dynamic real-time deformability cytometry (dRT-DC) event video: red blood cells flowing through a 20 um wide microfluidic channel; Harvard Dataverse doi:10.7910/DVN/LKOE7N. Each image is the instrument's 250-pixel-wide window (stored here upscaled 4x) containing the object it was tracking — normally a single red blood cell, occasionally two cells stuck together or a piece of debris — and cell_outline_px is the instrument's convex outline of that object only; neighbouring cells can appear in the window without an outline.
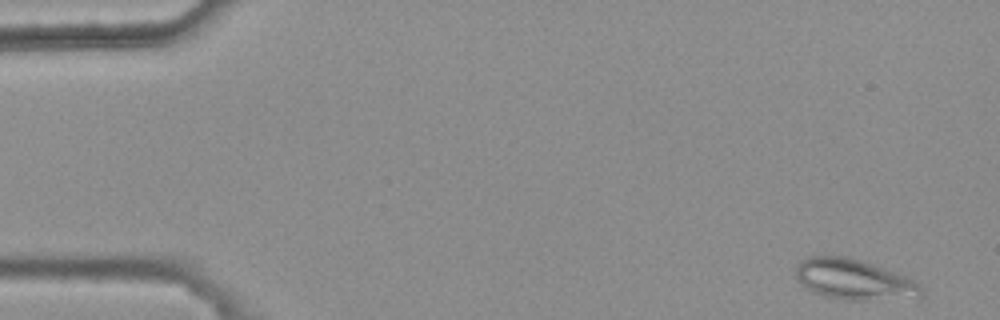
{"species": "common noctule bat (a hibernating species)", "species_latin": "Nyctalus noctula", "temperature_condition": "warm", "stored_images_in_passage": 8, "camera_frame_rate_fps": 3000, "um_per_image_px": 0.085, "animal": {"sex": "female", "body_mass_g": 25.1}, "frame": {"image": 1, "passage_image": 1, "time_ms": 0.0, "image_size_px": [1000, 320], "cell_outline_px": [[924, 296], [864, 300], [844, 300], [824, 296], [808, 288], [796, 280], [796, 268], [808, 256], [848, 256], [884, 268], [912, 280], [920, 284], [924, 292]], "centroid_in_image_um": [72.57, 23.76], "position_along_channel_um": 12.4, "area_um2": 29.07}}
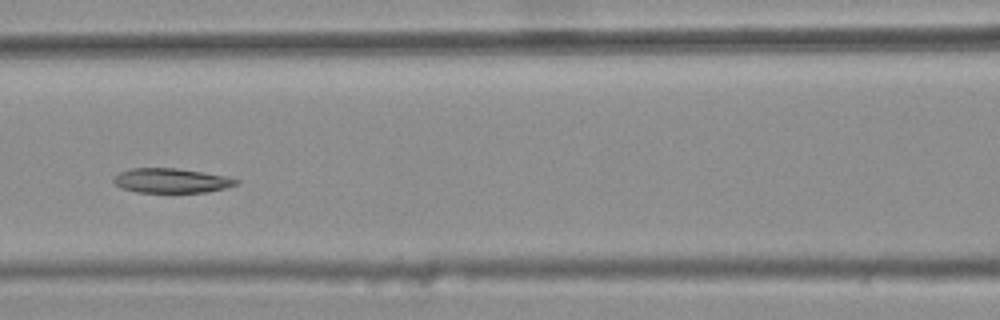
{"frame": {"image": 2, "passage_image": 7, "time_ms": 2.0, "image_size_px": [1000, 320], "cell_outline_px": [[240, 184], [224, 188], [204, 192], [136, 192], [120, 188], [112, 180], [120, 172], [132, 168], [176, 168], [228, 176], [240, 180]], "centroid_in_image_um": [14.58, 15.35], "position_along_channel_um": 152.0, "area_um2": 17.51}}
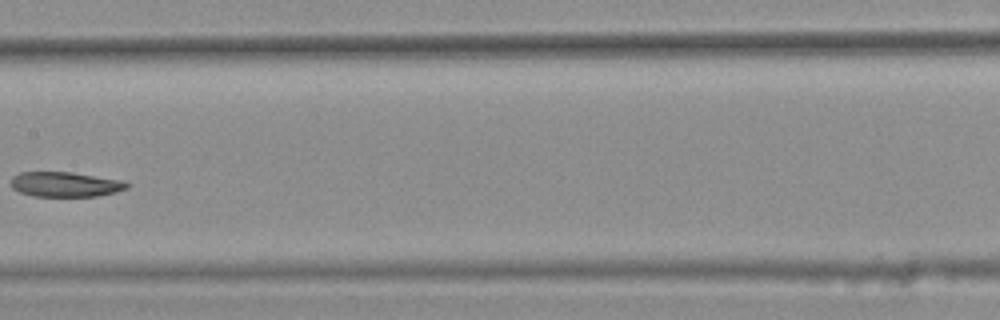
{"frame": {"image": 3, "passage_image": 8, "time_ms": 2.333, "image_size_px": [1000, 320], "cell_outline_px": [[128, 188], [116, 192], [96, 196], [32, 196], [20, 192], [12, 188], [12, 176], [20, 172], [72, 172], [124, 180], [128, 184]], "centroid_in_image_um": [5.56, 15.66], "position_along_channel_um": 201.8, "area_um2": 16.88}}